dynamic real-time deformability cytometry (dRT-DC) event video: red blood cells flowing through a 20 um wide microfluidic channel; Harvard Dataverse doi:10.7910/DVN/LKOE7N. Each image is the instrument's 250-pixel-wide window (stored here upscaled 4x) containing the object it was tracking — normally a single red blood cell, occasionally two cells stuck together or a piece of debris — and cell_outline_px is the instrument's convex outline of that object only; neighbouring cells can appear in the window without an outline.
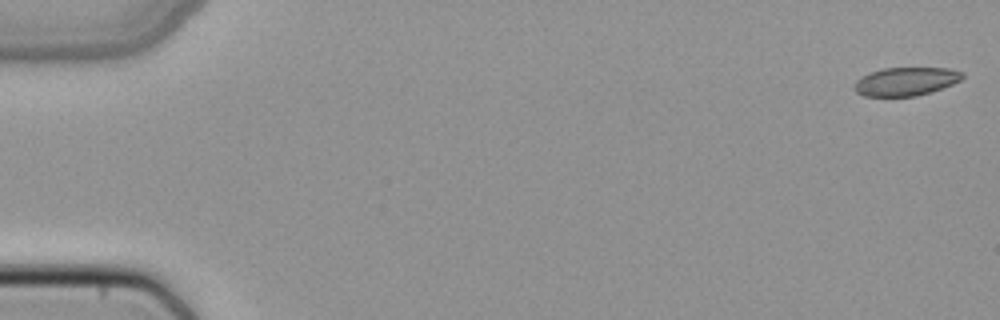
{"species": "common noctule bat (a hibernating species)", "species_latin": "Nyctalus noctula", "temperature_condition": "cold", "stored_images_in_passage": 50, "camera_frame_rate_fps": 3000, "um_per_image_px": 0.085, "animal": {"sex": "female", "body_mass_g": 22.7, "forearm_length_mm": 54.2}, "frame": {"image": 1, "passage_image": 1, "time_ms": 0.0, "image_size_px": [1000, 320], "cell_outline_px": [[964, 76], [960, 80], [952, 84], [916, 96], [864, 96], [856, 92], [852, 88], [856, 80], [872, 72], [884, 68], [948, 68], [964, 72]], "centroid_in_image_um": [76.98, 6.92], "position_along_channel_um": 8.0, "area_um2": 17.69}}
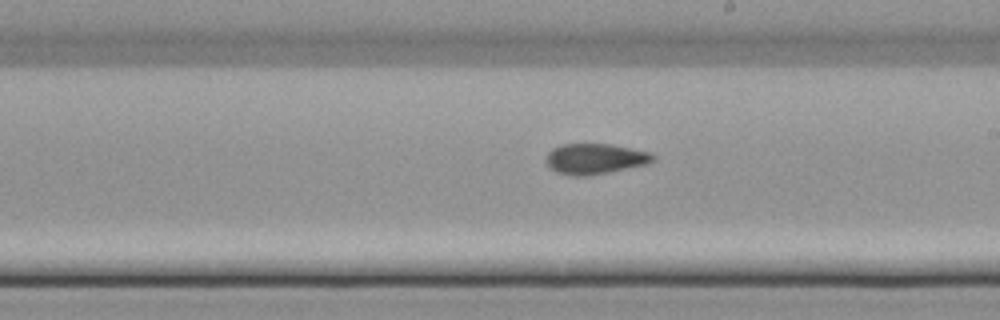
{"frame": {"image": 2, "passage_image": 29, "time_ms": 9.333, "image_size_px": [1000, 320], "cell_outline_px": [[656, 156], [648, 164], [588, 176], [572, 176], [556, 172], [548, 168], [544, 160], [544, 156], [552, 148], [560, 144], [612, 144], [648, 152]], "centroid_in_image_um": [50.49, 13.5], "position_along_channel_um": 238.5, "area_um2": 19.25}}
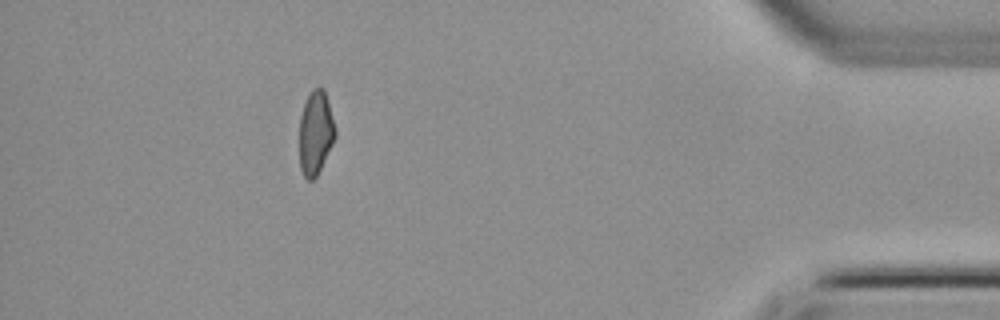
{"frame": {"image": 3, "passage_image": 45, "time_ms": 14.667, "image_size_px": [1000, 320], "cell_outline_px": [[336, 136], [316, 176], [312, 180], [308, 180], [304, 176], [300, 168], [300, 116], [304, 104], [312, 88], [324, 88], [336, 128]], "centroid_in_image_um": [26.83, 11.26], "position_along_channel_um": 408.4, "area_um2": 17.28}}